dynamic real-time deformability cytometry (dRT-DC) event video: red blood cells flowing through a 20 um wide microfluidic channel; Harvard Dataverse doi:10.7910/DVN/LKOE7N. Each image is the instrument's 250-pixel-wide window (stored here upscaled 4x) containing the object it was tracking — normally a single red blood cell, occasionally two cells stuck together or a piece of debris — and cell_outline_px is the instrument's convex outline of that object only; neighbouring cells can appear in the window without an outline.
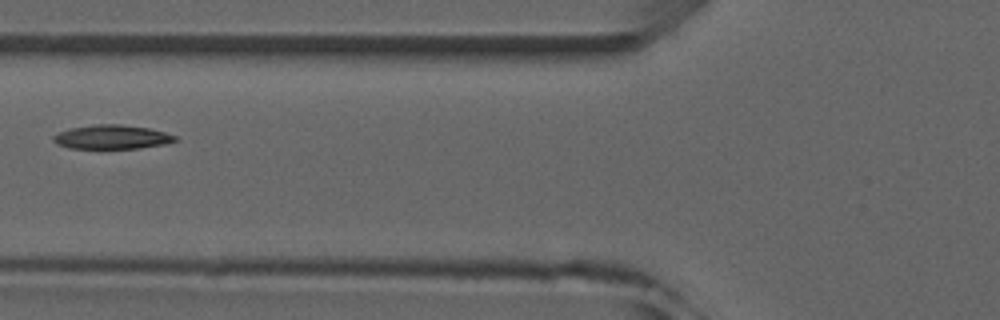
{"species": "common noctule bat (a hibernating species)", "species_latin": "Nyctalus noctula", "temperature_condition": "room temperature", "stored_images_in_passage": 5, "camera_frame_rate_fps": 3000, "um_per_image_px": 0.085, "animal": {"sex": "male", "forearm_length_mm": 52.5}, "frame": {"image": 1, "passage_image": 3, "time_ms": 3.333, "image_size_px": [1000, 320], "cell_outline_px": [[176, 140], [164, 144], [140, 148], [68, 148], [56, 144], [52, 140], [52, 136], [68, 128], [96, 124], [120, 124], [148, 128], [164, 132], [176, 136]], "centroid_in_image_um": [9.46, 11.64], "position_along_channel_um": 116.3, "area_um2": 16.99}}
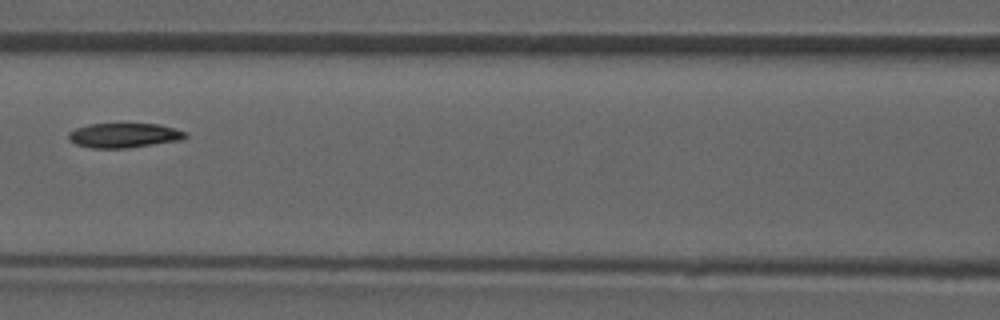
{"frame": {"image": 2, "passage_image": 4, "time_ms": 4.333, "image_size_px": [1000, 320], "cell_outline_px": [[188, 136], [184, 140], [128, 148], [92, 148], [76, 144], [68, 140], [68, 132], [76, 128], [88, 124], [156, 124], [172, 128], [184, 132]], "centroid_in_image_um": [10.52, 11.52], "position_along_channel_um": 156.1, "area_um2": 16.76}}